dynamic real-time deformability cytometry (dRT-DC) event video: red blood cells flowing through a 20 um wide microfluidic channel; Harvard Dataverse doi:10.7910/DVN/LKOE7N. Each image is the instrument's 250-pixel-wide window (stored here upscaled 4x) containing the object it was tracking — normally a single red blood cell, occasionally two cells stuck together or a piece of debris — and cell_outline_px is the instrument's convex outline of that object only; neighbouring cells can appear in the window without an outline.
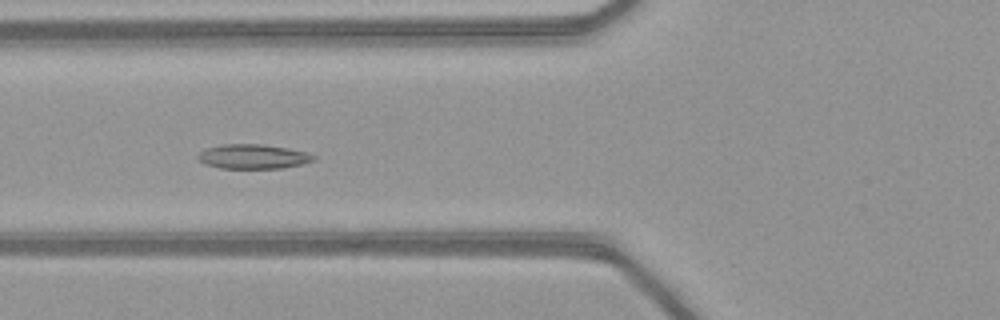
{"species": "common noctule bat (a hibernating species)", "species_latin": "Nyctalus noctula", "temperature_condition": "warm", "stored_images_in_passage": 44, "camera_frame_rate_fps": 3000, "um_per_image_px": 0.085, "animal": {"sex": "female", "body_mass_g": 21.9}, "frame": {"image": 1, "passage_image": 20, "time_ms": 6.333, "image_size_px": [1000, 320], "cell_outline_px": [[316, 160], [304, 164], [284, 168], [220, 168], [204, 164], [196, 156], [200, 152], [208, 148], [224, 144], [264, 144], [288, 148], [308, 152], [316, 156]], "centroid_in_image_um": [21.57, 13.31], "position_along_channel_um": 104.2, "area_um2": 16.65}}
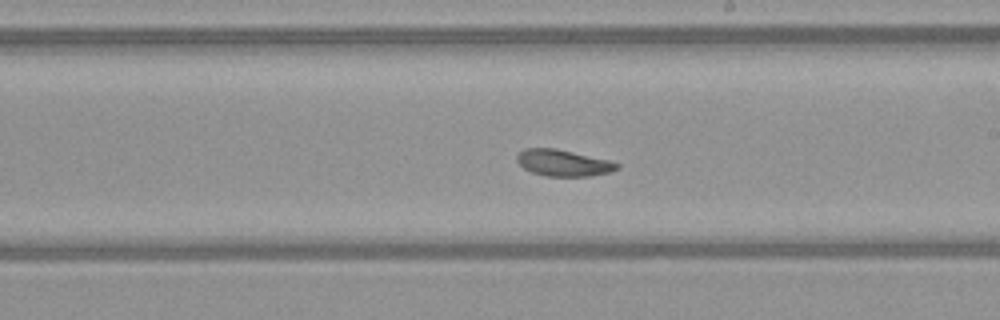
{"frame": {"image": 2, "passage_image": 30, "time_ms": 9.667, "image_size_px": [1000, 320], "cell_outline_px": [[620, 168], [608, 172], [592, 176], [544, 176], [532, 172], [524, 168], [516, 160], [516, 156], [524, 148], [556, 148], [608, 160], [620, 164]], "centroid_in_image_um": [47.87, 13.85], "position_along_channel_um": 241.1, "area_um2": 15.37}}
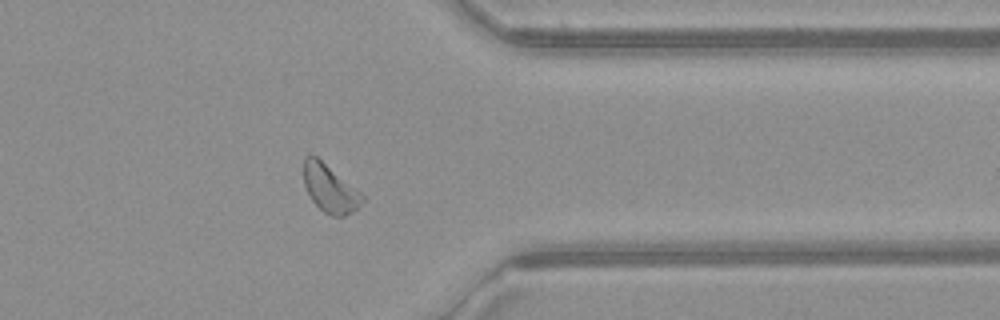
{"frame": {"image": 3, "passage_image": 41, "time_ms": 13.333, "image_size_px": [1000, 320], "cell_outline_px": [[364, 200], [352, 212], [344, 216], [332, 216], [324, 212], [312, 200], [304, 184], [304, 156], [316, 156], [360, 192], [364, 196]], "centroid_in_image_um": [28.03, 16.03], "position_along_channel_um": 383.4, "area_um2": 15.84}}